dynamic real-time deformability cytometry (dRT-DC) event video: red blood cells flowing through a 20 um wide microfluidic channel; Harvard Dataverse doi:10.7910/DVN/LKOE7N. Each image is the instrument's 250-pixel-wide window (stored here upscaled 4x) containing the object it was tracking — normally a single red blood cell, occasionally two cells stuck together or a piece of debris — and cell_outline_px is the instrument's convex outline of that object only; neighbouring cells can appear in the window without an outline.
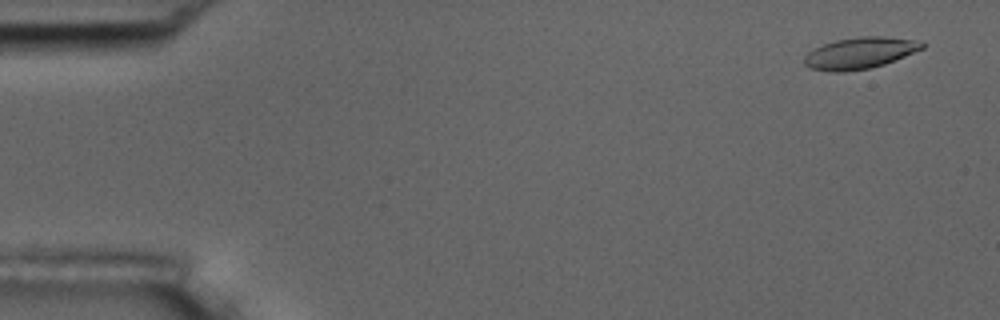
{"species": "common noctule bat (a hibernating species)", "species_latin": "Nyctalus noctula", "temperature_condition": "room temperature", "stored_images_in_passage": 4, "camera_frame_rate_fps": 3000, "um_per_image_px": 0.085, "animal": {"sex": "male", "body_mass_g": 17.5, "forearm_length_mm": 52.3}, "frame": {"image": 1, "passage_image": 1, "time_ms": 0.0, "image_size_px": [1000, 320], "cell_outline_px": [[924, 48], [884, 64], [868, 68], [844, 72], [828, 72], [808, 68], [804, 64], [804, 56], [808, 52], [824, 44], [836, 40], [860, 36], [880, 36], [912, 40], [924, 44]], "centroid_in_image_um": [73.02, 4.52], "position_along_channel_um": 12.0, "area_um2": 21.33}}
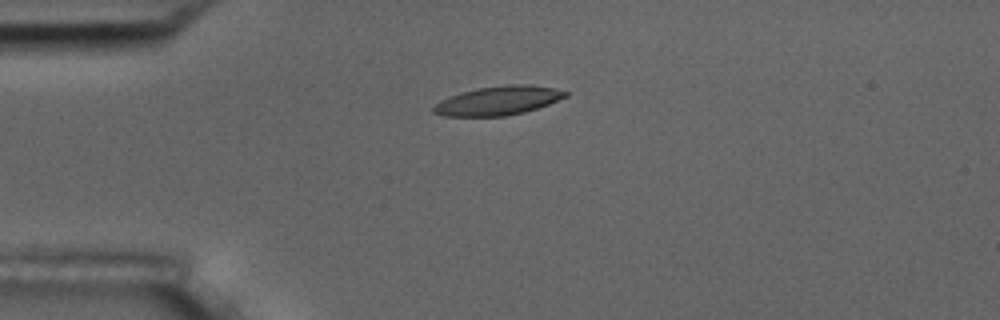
{"frame": {"image": 2, "passage_image": 4, "time_ms": 3.667, "image_size_px": [1000, 320], "cell_outline_px": [[568, 96], [548, 104], [524, 112], [504, 116], [444, 116], [432, 112], [432, 108], [440, 100], [460, 92], [476, 88], [508, 84], [528, 84], [552, 88], [568, 92]], "centroid_in_image_um": [42.32, 8.55], "position_along_channel_um": 42.7, "area_um2": 22.2}}